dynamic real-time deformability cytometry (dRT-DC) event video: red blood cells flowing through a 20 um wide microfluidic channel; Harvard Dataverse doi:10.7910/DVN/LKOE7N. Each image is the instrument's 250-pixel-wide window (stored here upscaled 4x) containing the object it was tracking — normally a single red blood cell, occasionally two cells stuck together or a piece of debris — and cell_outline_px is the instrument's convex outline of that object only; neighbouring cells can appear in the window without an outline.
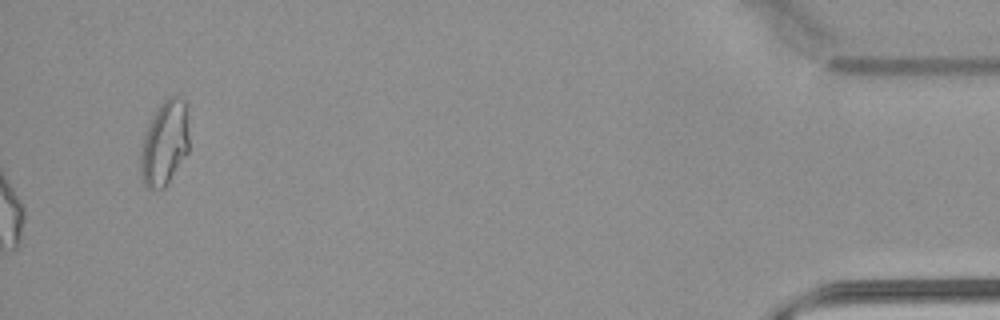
{"species": "common noctule bat (a hibernating species)", "species_latin": "Nyctalus noctula", "temperature_condition": "warm", "stored_images_in_passage": 40, "camera_frame_rate_fps": 3000, "um_per_image_px": 0.085, "animal": {"sex": "male", "body_mass_g": 21.5, "forearm_length_mm": 52.0}, "frame": {"image": 1, "passage_image": 40, "time_ms": 13.0, "image_size_px": [1000, 320], "cell_outline_px": [[188, 152], [168, 184], [164, 188], [148, 188], [140, 180], [140, 152], [144, 132], [156, 108], [168, 96], [176, 92], [188, 104]], "centroid_in_image_um": [14.0, 12.11], "position_along_channel_um": 421.2, "area_um2": 24.74}, "authors_computed_cell_mechanics": {"area_um2": 19.7965, "velocity_mm_per_s": 3.8804, "shape_relaxation_time_tau1_ms": null, "shape_relaxation_time_tau2_ms": 2.8029, "deformation_change_tau1": null, "deformation_change_tau2": 0.1124}}